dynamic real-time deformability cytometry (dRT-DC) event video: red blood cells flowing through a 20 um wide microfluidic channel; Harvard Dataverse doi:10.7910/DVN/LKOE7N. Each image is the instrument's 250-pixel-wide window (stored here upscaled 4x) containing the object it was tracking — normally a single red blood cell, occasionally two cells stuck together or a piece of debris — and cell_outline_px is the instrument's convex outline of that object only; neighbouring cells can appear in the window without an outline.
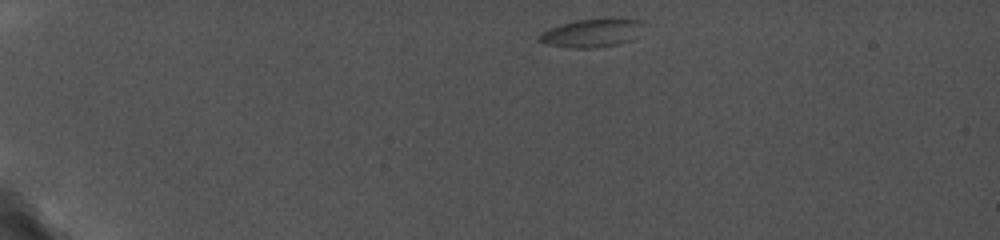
{"species": "common noctule bat (a hibernating species)", "species_latin": "Nyctalus noctula", "temperature_condition": "cold", "stored_images_in_passage": 27, "camera_frame_rate_fps": 5000, "um_per_image_px": 0.085, "animal": {"sex": "female", "body_mass_g": 19.0, "forearm_length_mm": 56.7}, "frame": {"image": 1, "passage_image": 1, "time_ms": 0.0, "image_size_px": [1000, 240], "cell_outline_px": [[644, 20], [632, 40], [620, 44], [596, 48], [572, 48], [544, 44], [536, 40], [536, 36], [540, 32], [576, 20], [604, 16], [612, 16]], "centroid_in_image_um": [50.3, 2.78], "position_along_channel_um": 34.7, "area_um2": 17.8}}
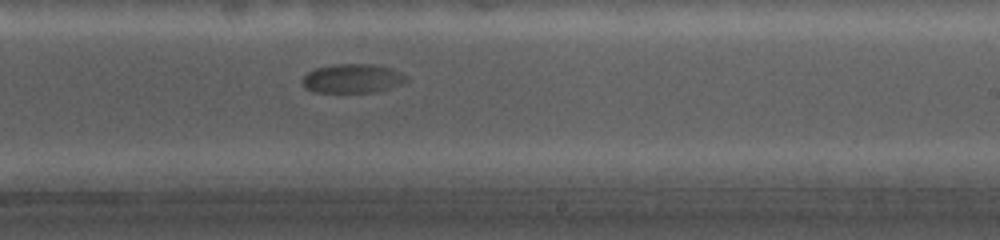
{"frame": {"image": 2, "passage_image": 17, "time_ms": 8.8, "image_size_px": [1000, 240], "cell_outline_px": [[408, 80], [400, 84], [376, 92], [316, 92], [304, 88], [304, 76], [308, 72], [316, 68], [336, 64], [372, 64], [388, 68], [408, 76]], "centroid_in_image_um": [29.96, 6.67], "position_along_channel_um": 259.0, "area_um2": 17.28}}
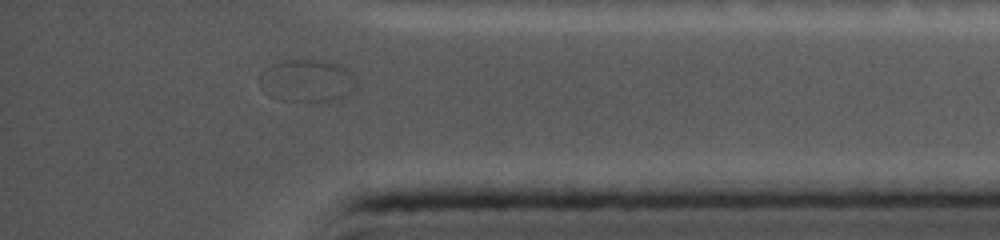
{"frame": {"image": 3, "passage_image": 25, "time_ms": 13.0, "image_size_px": [1000, 240], "cell_outline_px": [[356, 88], [352, 92], [336, 100], [280, 100], [272, 96], [260, 80], [260, 76], [264, 68], [272, 64], [284, 60], [328, 60], [340, 64], [356, 80]], "centroid_in_image_um": [26.15, 6.83], "position_along_channel_um": 409.1, "area_um2": 23.41}, "authors_computed_cell_mechanics": {"area_um2": 18.0336, "velocity_mm_per_s": 3.5556, "shape_relaxation_time_tau1_ms": 11.0413, "shape_relaxation_time_tau2_ms": null, "deformation_change_tau1": 0.2166, "deformation_change_tau2": null}}